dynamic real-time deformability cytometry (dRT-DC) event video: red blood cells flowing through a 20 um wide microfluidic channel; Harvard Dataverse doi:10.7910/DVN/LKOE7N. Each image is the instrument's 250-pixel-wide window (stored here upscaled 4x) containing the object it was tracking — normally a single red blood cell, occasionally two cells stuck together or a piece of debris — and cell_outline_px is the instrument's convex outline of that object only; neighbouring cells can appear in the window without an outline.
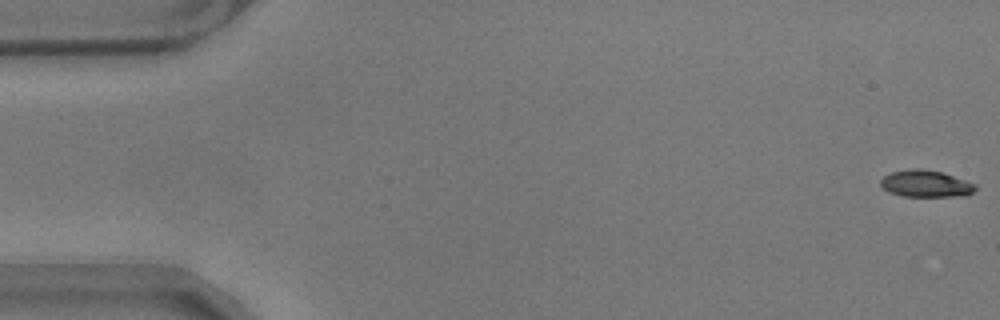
{"species": "common noctule bat (a hibernating species)", "species_latin": "Nyctalus noctula", "temperature_condition": "warm", "stored_images_in_passage": 57, "camera_frame_rate_fps": 3000, "um_per_image_px": 0.085, "animal": {"sex": "male", "body_mass_g": 17.9}, "frame": {"image": 1, "passage_image": 1, "time_ms": 0.0, "image_size_px": [1000, 320], "cell_outline_px": [[976, 188], [972, 192], [964, 196], [904, 196], [888, 192], [880, 184], [880, 180], [884, 176], [892, 172], [912, 168], [920, 168], [944, 172], [976, 184]], "centroid_in_image_um": [78.69, 15.6], "position_along_channel_um": 6.3, "area_um2": 14.85}}
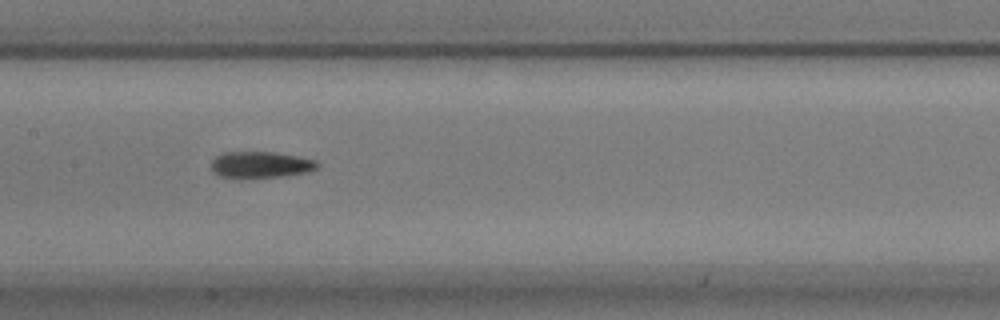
{"frame": {"image": 2, "passage_image": 28, "time_ms": 9.0, "image_size_px": [1000, 320], "cell_outline_px": [[320, 164], [316, 168], [308, 172], [280, 176], [236, 180], [220, 176], [212, 172], [212, 160], [220, 152], [272, 152], [296, 156], [316, 160]], "centroid_in_image_um": [22.09, 14.02], "position_along_channel_um": 185.3, "area_um2": 16.7}}
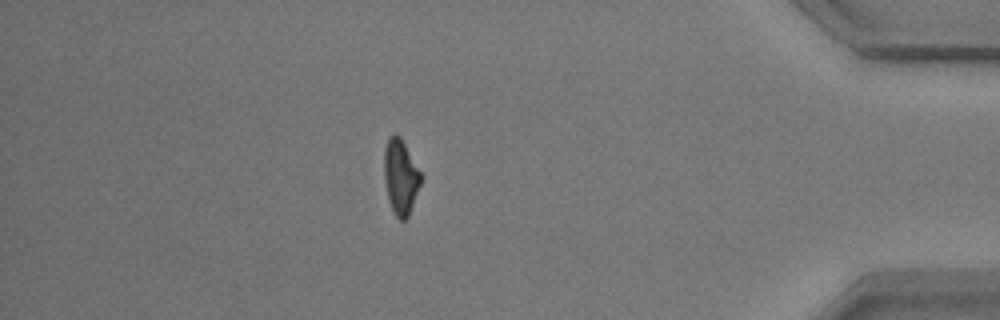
{"frame": {"image": 3, "passage_image": 50, "time_ms": 16.333, "image_size_px": [1000, 320], "cell_outline_px": [[424, 176], [408, 216], [404, 220], [400, 220], [392, 212], [388, 200], [384, 180], [384, 148], [388, 140], [396, 132], [400, 136]], "centroid_in_image_um": [34.06, 15.03], "position_along_channel_um": 401.1, "area_um2": 16.3}, "authors_computed_cell_mechanics": {"area_um2": 16.2418, "velocity_mm_per_s": 3.5295, "shape_relaxation_time_tau1_ms": 10.63, "shape_relaxation_time_tau2_ms": 4.1167, "deformation_change_tau1": 0.2673, "deformation_change_tau2": 0.1191}}